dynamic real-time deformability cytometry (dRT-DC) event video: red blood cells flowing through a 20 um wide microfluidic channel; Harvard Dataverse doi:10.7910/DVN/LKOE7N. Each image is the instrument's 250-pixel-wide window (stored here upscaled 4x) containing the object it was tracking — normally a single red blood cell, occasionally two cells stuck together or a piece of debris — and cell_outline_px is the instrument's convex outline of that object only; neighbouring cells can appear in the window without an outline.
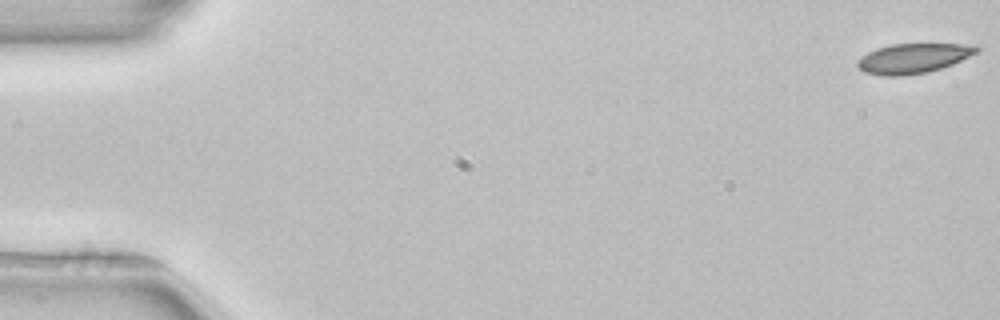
{"species": "common noctule bat (a hibernating species)", "species_latin": "Nyctalus noctula", "temperature_condition": "room temperature", "stored_images_in_passage": 48, "camera_frame_rate_fps": 3000, "um_per_image_px": 0.085, "animal": {"sex": "female", "body_mass_g": 22.7, "forearm_length_mm": 54.2}, "frame": {"image": 1, "passage_image": 1, "time_ms": 0.0, "image_size_px": [1000, 320], "cell_outline_px": [[980, 48], [976, 52], [952, 64], [928, 72], [904, 76], [880, 76], [864, 72], [856, 64], [856, 60], [868, 52], [876, 48], [892, 44], [976, 44]], "centroid_in_image_um": [77.58, 4.96], "position_along_channel_um": 7.4, "area_um2": 20.69}}
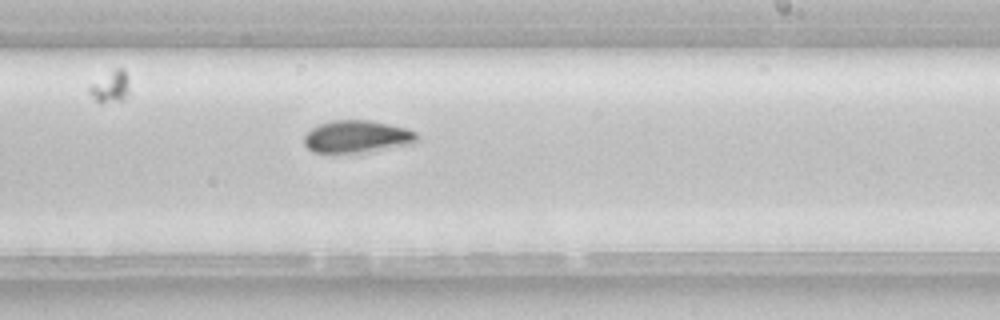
{"frame": {"image": 2, "passage_image": 32, "time_ms": 10.333, "image_size_px": [1000, 320], "cell_outline_px": [[420, 136], [412, 144], [360, 152], [312, 152], [304, 144], [304, 136], [312, 128], [320, 124], [332, 120], [368, 120], [388, 124], [404, 128], [416, 132]], "centroid_in_image_um": [30.33, 11.6], "position_along_channel_um": 258.7, "area_um2": 20.92}}